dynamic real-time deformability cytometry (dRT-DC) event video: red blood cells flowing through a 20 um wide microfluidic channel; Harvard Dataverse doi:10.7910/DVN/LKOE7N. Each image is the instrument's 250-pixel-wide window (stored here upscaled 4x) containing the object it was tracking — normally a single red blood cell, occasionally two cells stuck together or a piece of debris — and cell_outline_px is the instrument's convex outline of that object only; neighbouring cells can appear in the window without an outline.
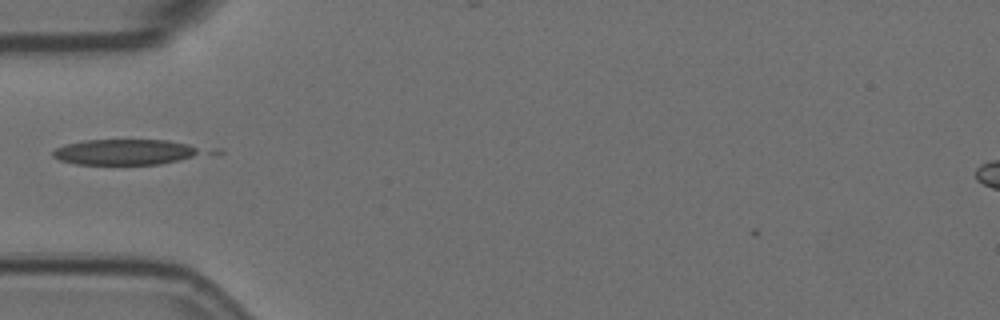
{"species": "Egyptian fruit bat (a non-hibernating species)", "species_latin": "Rousettus aegyptiacus", "temperature_condition": "room temperature", "stored_images_in_passage": 23, "camera_frame_rate_fps": 3000, "um_per_image_px": 0.085, "animal": {"sex": "female"}, "frame": {"image": 1, "passage_image": 1, "time_ms": 0.0, "image_size_px": [1000, 320], "cell_outline_px": [[200, 152], [192, 156], [160, 164], [76, 164], [60, 160], [52, 156], [52, 152], [56, 148], [68, 144], [84, 140], [168, 140], [188, 144], [196, 148]], "centroid_in_image_um": [10.53, 12.92], "position_along_channel_um": 74.5, "area_um2": 21.62}}
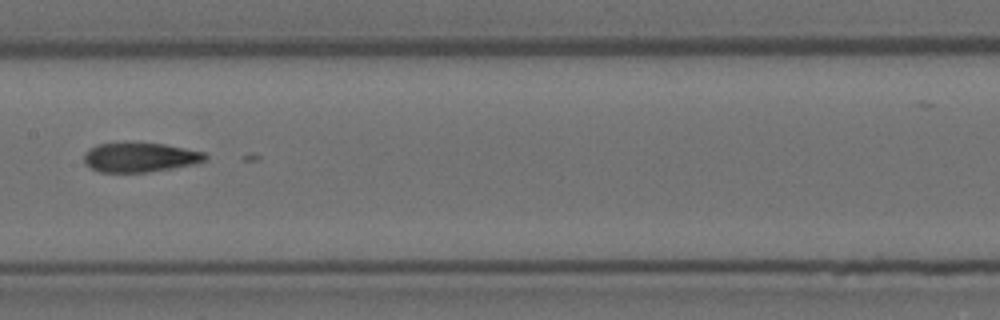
{"frame": {"image": 2, "passage_image": 11, "time_ms": 3.333, "image_size_px": [1000, 320], "cell_outline_px": [[208, 156], [204, 160], [192, 164], [172, 168], [148, 172], [100, 172], [84, 164], [84, 152], [96, 144], [124, 140], [164, 144], [204, 152]], "centroid_in_image_um": [11.82, 13.33], "position_along_channel_um": 195.6, "area_um2": 21.33}}
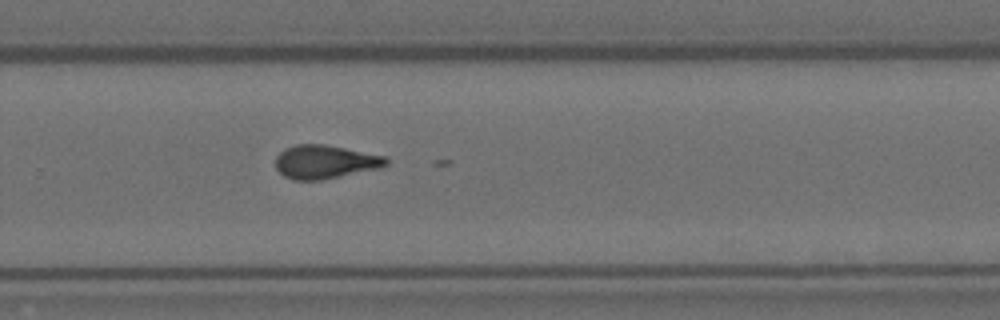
{"frame": {"image": 3, "passage_image": 20, "time_ms": 6.333, "image_size_px": [1000, 320], "cell_outline_px": [[388, 164], [380, 168], [320, 180], [292, 180], [284, 176], [276, 168], [276, 156], [284, 148], [296, 144], [324, 144], [384, 156], [388, 160]], "centroid_in_image_um": [27.59, 13.76], "position_along_channel_um": 302.2, "area_um2": 21.5}}